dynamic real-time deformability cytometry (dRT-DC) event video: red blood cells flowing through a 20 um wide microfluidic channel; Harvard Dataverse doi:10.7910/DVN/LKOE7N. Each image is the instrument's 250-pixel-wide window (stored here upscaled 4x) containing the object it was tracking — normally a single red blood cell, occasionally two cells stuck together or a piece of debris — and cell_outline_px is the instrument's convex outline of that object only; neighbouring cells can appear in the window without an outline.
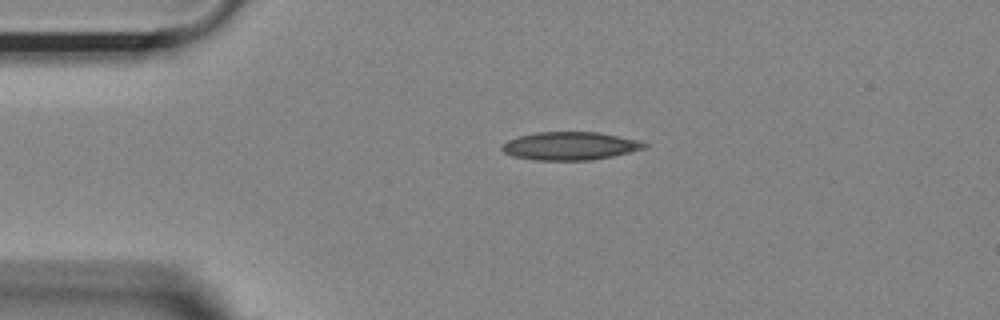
{"species": "Egyptian fruit bat (a non-hibernating species)", "species_latin": "Rousettus aegyptiacus", "temperature_condition": "room temperature", "stored_images_in_passage": 34, "camera_frame_rate_fps": 3000, "um_per_image_px": 0.085, "animal": {"sex": "female"}, "frame": {"image": 1, "passage_image": 1, "time_ms": 0.0, "image_size_px": [1000, 320], "cell_outline_px": [[648, 148], [612, 156], [592, 160], [536, 160], [512, 156], [504, 152], [500, 148], [500, 144], [508, 140], [520, 136], [536, 132], [600, 132], [640, 140], [648, 144]], "centroid_in_image_um": [48.47, 12.4], "position_along_channel_um": 36.5, "area_um2": 23.52}}
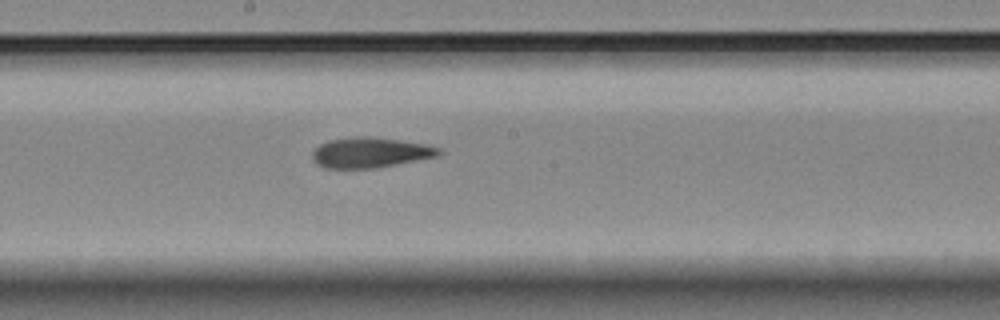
{"frame": {"image": 2, "passage_image": 18, "time_ms": 5.667, "image_size_px": [1000, 320], "cell_outline_px": [[444, 152], [440, 156], [376, 168], [324, 168], [316, 164], [312, 160], [312, 152], [320, 144], [328, 140], [356, 136], [372, 136], [428, 144], [440, 148]], "centroid_in_image_um": [31.5, 12.96], "position_along_channel_um": 216.7, "area_um2": 22.72}}
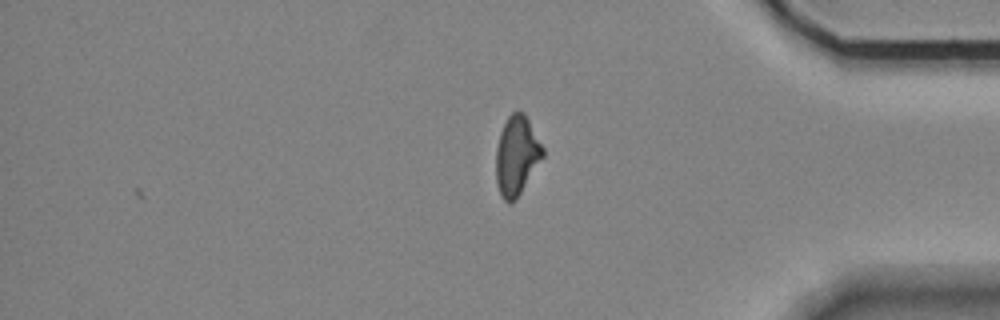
{"frame": {"image": 3, "passage_image": 34, "time_ms": 11.0, "image_size_px": [1000, 320], "cell_outline_px": [[544, 156], [520, 192], [508, 204], [500, 196], [496, 184], [496, 148], [500, 132], [508, 116], [512, 112], [524, 112], [544, 148]], "centroid_in_image_um": [43.9, 13.21], "position_along_channel_um": 391.3, "area_um2": 21.39}, "authors_computed_cell_mechanics": {"area_um2": 22.6576, "velocity_mm_per_s": 3.708, "shape_relaxation_time_tau1_ms": 11.2582, "shape_relaxation_time_tau2_ms": 4.5117, "deformation_change_tau1": 0.247, "deformation_change_tau2": 0.1413}}